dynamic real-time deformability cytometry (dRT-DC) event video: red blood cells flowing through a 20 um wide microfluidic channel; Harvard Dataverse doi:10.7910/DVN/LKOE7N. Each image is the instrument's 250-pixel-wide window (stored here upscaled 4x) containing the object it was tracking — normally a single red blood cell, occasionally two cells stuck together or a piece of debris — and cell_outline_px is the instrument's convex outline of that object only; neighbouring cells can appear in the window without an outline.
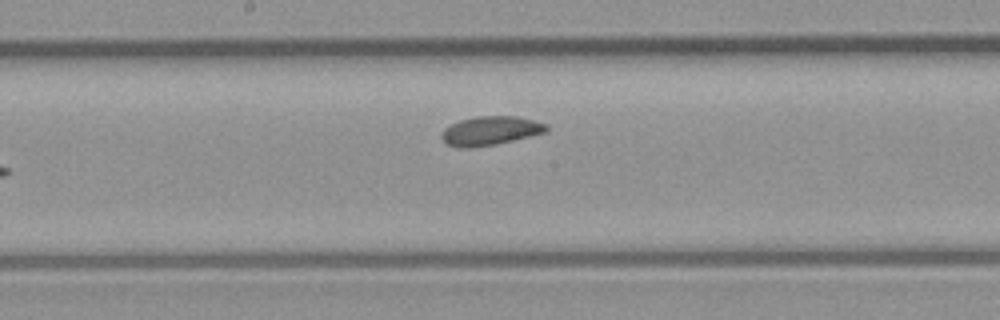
{"species": "common noctule bat (a hibernating species)", "species_latin": "Nyctalus noctula", "temperature_condition": "room temperature", "stored_images_in_passage": 8, "camera_frame_rate_fps": 3000, "um_per_image_px": 0.085, "animal": {"sex": "male", "body_mass_g": 23.1, "forearm_length_mm": 52.7}, "frame": {"image": 1, "passage_image": 8, "time_ms": 2.333, "image_size_px": [1000, 320], "cell_outline_px": [[548, 132], [496, 144], [468, 148], [460, 148], [448, 144], [440, 136], [440, 132], [444, 128], [460, 120], [476, 116], [516, 116], [548, 124]], "centroid_in_image_um": [41.69, 11.11], "position_along_channel_um": 206.5, "area_um2": 17.69}}